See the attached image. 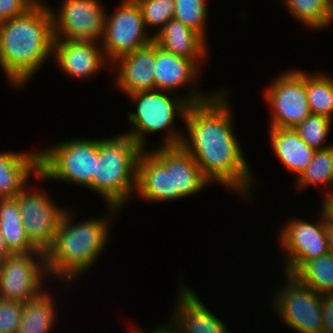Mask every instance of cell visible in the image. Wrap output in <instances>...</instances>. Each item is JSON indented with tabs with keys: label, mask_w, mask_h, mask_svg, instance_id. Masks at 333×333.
I'll use <instances>...</instances> for the list:
<instances>
[{
	"label": "cell",
	"mask_w": 333,
	"mask_h": 333,
	"mask_svg": "<svg viewBox=\"0 0 333 333\" xmlns=\"http://www.w3.org/2000/svg\"><path fill=\"white\" fill-rule=\"evenodd\" d=\"M97 167V138L60 140L39 151V174L42 181H63L93 192ZM49 180V181H48Z\"/></svg>",
	"instance_id": "6"
},
{
	"label": "cell",
	"mask_w": 333,
	"mask_h": 333,
	"mask_svg": "<svg viewBox=\"0 0 333 333\" xmlns=\"http://www.w3.org/2000/svg\"><path fill=\"white\" fill-rule=\"evenodd\" d=\"M49 278L45 254H12L0 261V299L28 302L39 296Z\"/></svg>",
	"instance_id": "11"
},
{
	"label": "cell",
	"mask_w": 333,
	"mask_h": 333,
	"mask_svg": "<svg viewBox=\"0 0 333 333\" xmlns=\"http://www.w3.org/2000/svg\"><path fill=\"white\" fill-rule=\"evenodd\" d=\"M53 22L45 0L24 14L0 22V67L15 89L28 84L53 50Z\"/></svg>",
	"instance_id": "2"
},
{
	"label": "cell",
	"mask_w": 333,
	"mask_h": 333,
	"mask_svg": "<svg viewBox=\"0 0 333 333\" xmlns=\"http://www.w3.org/2000/svg\"><path fill=\"white\" fill-rule=\"evenodd\" d=\"M226 91L218 90L209 100L189 105L180 145L210 183H219L248 202L254 198L256 179L236 136L230 92Z\"/></svg>",
	"instance_id": "1"
},
{
	"label": "cell",
	"mask_w": 333,
	"mask_h": 333,
	"mask_svg": "<svg viewBox=\"0 0 333 333\" xmlns=\"http://www.w3.org/2000/svg\"><path fill=\"white\" fill-rule=\"evenodd\" d=\"M48 289L39 296L23 303L21 321L17 333H53L57 308L53 294Z\"/></svg>",
	"instance_id": "23"
},
{
	"label": "cell",
	"mask_w": 333,
	"mask_h": 333,
	"mask_svg": "<svg viewBox=\"0 0 333 333\" xmlns=\"http://www.w3.org/2000/svg\"><path fill=\"white\" fill-rule=\"evenodd\" d=\"M326 233L328 237L329 252L333 253V222L326 219Z\"/></svg>",
	"instance_id": "38"
},
{
	"label": "cell",
	"mask_w": 333,
	"mask_h": 333,
	"mask_svg": "<svg viewBox=\"0 0 333 333\" xmlns=\"http://www.w3.org/2000/svg\"><path fill=\"white\" fill-rule=\"evenodd\" d=\"M143 149L126 133L97 139L93 191L105 206L123 209L135 197L137 165Z\"/></svg>",
	"instance_id": "4"
},
{
	"label": "cell",
	"mask_w": 333,
	"mask_h": 333,
	"mask_svg": "<svg viewBox=\"0 0 333 333\" xmlns=\"http://www.w3.org/2000/svg\"><path fill=\"white\" fill-rule=\"evenodd\" d=\"M290 275L318 294H333V253L303 261Z\"/></svg>",
	"instance_id": "25"
},
{
	"label": "cell",
	"mask_w": 333,
	"mask_h": 333,
	"mask_svg": "<svg viewBox=\"0 0 333 333\" xmlns=\"http://www.w3.org/2000/svg\"><path fill=\"white\" fill-rule=\"evenodd\" d=\"M323 333H333V294L321 295Z\"/></svg>",
	"instance_id": "34"
},
{
	"label": "cell",
	"mask_w": 333,
	"mask_h": 333,
	"mask_svg": "<svg viewBox=\"0 0 333 333\" xmlns=\"http://www.w3.org/2000/svg\"><path fill=\"white\" fill-rule=\"evenodd\" d=\"M209 0H174L173 18L199 33L206 41Z\"/></svg>",
	"instance_id": "29"
},
{
	"label": "cell",
	"mask_w": 333,
	"mask_h": 333,
	"mask_svg": "<svg viewBox=\"0 0 333 333\" xmlns=\"http://www.w3.org/2000/svg\"><path fill=\"white\" fill-rule=\"evenodd\" d=\"M282 275L284 281L269 303L277 318L297 333H323L321 294L290 274Z\"/></svg>",
	"instance_id": "7"
},
{
	"label": "cell",
	"mask_w": 333,
	"mask_h": 333,
	"mask_svg": "<svg viewBox=\"0 0 333 333\" xmlns=\"http://www.w3.org/2000/svg\"><path fill=\"white\" fill-rule=\"evenodd\" d=\"M163 50L196 62L200 67L209 60V46L199 33L181 21L170 19L153 37ZM208 58V59H207Z\"/></svg>",
	"instance_id": "20"
},
{
	"label": "cell",
	"mask_w": 333,
	"mask_h": 333,
	"mask_svg": "<svg viewBox=\"0 0 333 333\" xmlns=\"http://www.w3.org/2000/svg\"><path fill=\"white\" fill-rule=\"evenodd\" d=\"M283 5L299 23L309 30L320 31L333 22L331 0H282Z\"/></svg>",
	"instance_id": "26"
},
{
	"label": "cell",
	"mask_w": 333,
	"mask_h": 333,
	"mask_svg": "<svg viewBox=\"0 0 333 333\" xmlns=\"http://www.w3.org/2000/svg\"><path fill=\"white\" fill-rule=\"evenodd\" d=\"M131 333H145L144 330L141 328H136L135 326L131 327ZM148 333H178L174 328H172L167 322L165 325V322L161 325L154 326L152 330H150Z\"/></svg>",
	"instance_id": "36"
},
{
	"label": "cell",
	"mask_w": 333,
	"mask_h": 333,
	"mask_svg": "<svg viewBox=\"0 0 333 333\" xmlns=\"http://www.w3.org/2000/svg\"><path fill=\"white\" fill-rule=\"evenodd\" d=\"M270 148L286 170L296 178L307 168L316 152L294 128H269Z\"/></svg>",
	"instance_id": "22"
},
{
	"label": "cell",
	"mask_w": 333,
	"mask_h": 333,
	"mask_svg": "<svg viewBox=\"0 0 333 333\" xmlns=\"http://www.w3.org/2000/svg\"><path fill=\"white\" fill-rule=\"evenodd\" d=\"M101 0H63L59 10L48 5L54 39L100 42L108 9Z\"/></svg>",
	"instance_id": "13"
},
{
	"label": "cell",
	"mask_w": 333,
	"mask_h": 333,
	"mask_svg": "<svg viewBox=\"0 0 333 333\" xmlns=\"http://www.w3.org/2000/svg\"><path fill=\"white\" fill-rule=\"evenodd\" d=\"M200 67L192 60L176 56L163 50L156 44V61L154 66L155 89L176 94L181 88L187 90L186 101L189 104L209 100L218 90L202 92L196 87L200 79ZM177 90V91H176Z\"/></svg>",
	"instance_id": "14"
},
{
	"label": "cell",
	"mask_w": 333,
	"mask_h": 333,
	"mask_svg": "<svg viewBox=\"0 0 333 333\" xmlns=\"http://www.w3.org/2000/svg\"><path fill=\"white\" fill-rule=\"evenodd\" d=\"M38 0H0V22L24 14Z\"/></svg>",
	"instance_id": "33"
},
{
	"label": "cell",
	"mask_w": 333,
	"mask_h": 333,
	"mask_svg": "<svg viewBox=\"0 0 333 333\" xmlns=\"http://www.w3.org/2000/svg\"><path fill=\"white\" fill-rule=\"evenodd\" d=\"M140 5L146 30L154 37L162 27L173 19L174 0H136ZM155 27V28H154ZM151 28L155 29V33ZM157 28V30H156ZM151 29V30H150Z\"/></svg>",
	"instance_id": "31"
},
{
	"label": "cell",
	"mask_w": 333,
	"mask_h": 333,
	"mask_svg": "<svg viewBox=\"0 0 333 333\" xmlns=\"http://www.w3.org/2000/svg\"><path fill=\"white\" fill-rule=\"evenodd\" d=\"M39 174V151L0 152V199L15 198ZM28 181V182H27Z\"/></svg>",
	"instance_id": "21"
},
{
	"label": "cell",
	"mask_w": 333,
	"mask_h": 333,
	"mask_svg": "<svg viewBox=\"0 0 333 333\" xmlns=\"http://www.w3.org/2000/svg\"><path fill=\"white\" fill-rule=\"evenodd\" d=\"M156 61V43L148 45L119 57L111 64L114 70L115 88L125 95L141 91L155 90L154 66Z\"/></svg>",
	"instance_id": "17"
},
{
	"label": "cell",
	"mask_w": 333,
	"mask_h": 333,
	"mask_svg": "<svg viewBox=\"0 0 333 333\" xmlns=\"http://www.w3.org/2000/svg\"><path fill=\"white\" fill-rule=\"evenodd\" d=\"M294 181H296L294 184L299 191L307 189L309 186H320L324 187V195L333 192L331 189L333 188V146L316 150L310 164ZM328 186H331L330 190ZM327 188L328 190H325Z\"/></svg>",
	"instance_id": "27"
},
{
	"label": "cell",
	"mask_w": 333,
	"mask_h": 333,
	"mask_svg": "<svg viewBox=\"0 0 333 333\" xmlns=\"http://www.w3.org/2000/svg\"><path fill=\"white\" fill-rule=\"evenodd\" d=\"M28 188L27 185L14 199L18 202L29 242L37 251L45 254L53 244L59 222L67 208L56 204L43 187L39 189L35 186L34 191Z\"/></svg>",
	"instance_id": "12"
},
{
	"label": "cell",
	"mask_w": 333,
	"mask_h": 333,
	"mask_svg": "<svg viewBox=\"0 0 333 333\" xmlns=\"http://www.w3.org/2000/svg\"><path fill=\"white\" fill-rule=\"evenodd\" d=\"M115 9L110 14L106 12L104 34L100 41L110 64L153 41L136 0H120Z\"/></svg>",
	"instance_id": "9"
},
{
	"label": "cell",
	"mask_w": 333,
	"mask_h": 333,
	"mask_svg": "<svg viewBox=\"0 0 333 333\" xmlns=\"http://www.w3.org/2000/svg\"><path fill=\"white\" fill-rule=\"evenodd\" d=\"M174 95V93L162 90L141 91L127 95L134 111L127 115L128 123L133 127L124 131L143 150H147V135L158 132L164 133L162 143L158 146H178L181 144L183 131L174 123L176 117L184 120L189 107L186 96ZM178 128V129H177ZM165 131V132H164Z\"/></svg>",
	"instance_id": "5"
},
{
	"label": "cell",
	"mask_w": 333,
	"mask_h": 333,
	"mask_svg": "<svg viewBox=\"0 0 333 333\" xmlns=\"http://www.w3.org/2000/svg\"><path fill=\"white\" fill-rule=\"evenodd\" d=\"M306 93L311 113L333 120V77L306 70Z\"/></svg>",
	"instance_id": "28"
},
{
	"label": "cell",
	"mask_w": 333,
	"mask_h": 333,
	"mask_svg": "<svg viewBox=\"0 0 333 333\" xmlns=\"http://www.w3.org/2000/svg\"><path fill=\"white\" fill-rule=\"evenodd\" d=\"M0 230L13 254L40 252L26 236L18 202L14 198L0 199Z\"/></svg>",
	"instance_id": "24"
},
{
	"label": "cell",
	"mask_w": 333,
	"mask_h": 333,
	"mask_svg": "<svg viewBox=\"0 0 333 333\" xmlns=\"http://www.w3.org/2000/svg\"><path fill=\"white\" fill-rule=\"evenodd\" d=\"M332 121L328 117L311 113L294 129L309 147L315 150L326 149L333 146L332 142L327 141L332 128Z\"/></svg>",
	"instance_id": "30"
},
{
	"label": "cell",
	"mask_w": 333,
	"mask_h": 333,
	"mask_svg": "<svg viewBox=\"0 0 333 333\" xmlns=\"http://www.w3.org/2000/svg\"><path fill=\"white\" fill-rule=\"evenodd\" d=\"M52 58L54 63L67 74L77 80L94 77L103 69H111L105 58L100 42L70 41L54 39ZM109 65V66H107ZM107 67V68H106Z\"/></svg>",
	"instance_id": "16"
},
{
	"label": "cell",
	"mask_w": 333,
	"mask_h": 333,
	"mask_svg": "<svg viewBox=\"0 0 333 333\" xmlns=\"http://www.w3.org/2000/svg\"><path fill=\"white\" fill-rule=\"evenodd\" d=\"M107 207L105 215L76 221L73 208H67L61 217L51 248L45 253L48 276L67 285L88 272L108 244L111 222L121 211ZM113 218H112V217ZM75 217V218H74Z\"/></svg>",
	"instance_id": "3"
},
{
	"label": "cell",
	"mask_w": 333,
	"mask_h": 333,
	"mask_svg": "<svg viewBox=\"0 0 333 333\" xmlns=\"http://www.w3.org/2000/svg\"><path fill=\"white\" fill-rule=\"evenodd\" d=\"M135 195L144 202L177 200V192H173L172 168H166L149 149L143 150L138 159Z\"/></svg>",
	"instance_id": "19"
},
{
	"label": "cell",
	"mask_w": 333,
	"mask_h": 333,
	"mask_svg": "<svg viewBox=\"0 0 333 333\" xmlns=\"http://www.w3.org/2000/svg\"><path fill=\"white\" fill-rule=\"evenodd\" d=\"M13 253L9 250L6 241L0 230V261L5 257L12 255Z\"/></svg>",
	"instance_id": "37"
},
{
	"label": "cell",
	"mask_w": 333,
	"mask_h": 333,
	"mask_svg": "<svg viewBox=\"0 0 333 333\" xmlns=\"http://www.w3.org/2000/svg\"><path fill=\"white\" fill-rule=\"evenodd\" d=\"M275 77L262 90L264 100L271 109L269 128H295L311 114L306 93V72L294 68Z\"/></svg>",
	"instance_id": "8"
},
{
	"label": "cell",
	"mask_w": 333,
	"mask_h": 333,
	"mask_svg": "<svg viewBox=\"0 0 333 333\" xmlns=\"http://www.w3.org/2000/svg\"><path fill=\"white\" fill-rule=\"evenodd\" d=\"M321 207L320 209L323 210L326 219L328 221L333 222V192L330 194L323 195V198H321Z\"/></svg>",
	"instance_id": "35"
},
{
	"label": "cell",
	"mask_w": 333,
	"mask_h": 333,
	"mask_svg": "<svg viewBox=\"0 0 333 333\" xmlns=\"http://www.w3.org/2000/svg\"><path fill=\"white\" fill-rule=\"evenodd\" d=\"M149 148L166 168H172L173 192H177V200L198 195L211 184L181 145Z\"/></svg>",
	"instance_id": "18"
},
{
	"label": "cell",
	"mask_w": 333,
	"mask_h": 333,
	"mask_svg": "<svg viewBox=\"0 0 333 333\" xmlns=\"http://www.w3.org/2000/svg\"><path fill=\"white\" fill-rule=\"evenodd\" d=\"M321 211V212H320ZM319 218L310 222L302 218L288 219L282 224L277 239L283 252V273L291 274L303 261L329 252L326 216L321 209Z\"/></svg>",
	"instance_id": "10"
},
{
	"label": "cell",
	"mask_w": 333,
	"mask_h": 333,
	"mask_svg": "<svg viewBox=\"0 0 333 333\" xmlns=\"http://www.w3.org/2000/svg\"><path fill=\"white\" fill-rule=\"evenodd\" d=\"M174 311L167 323L178 333H231L224 319L215 315L198 293L183 282L179 285Z\"/></svg>",
	"instance_id": "15"
},
{
	"label": "cell",
	"mask_w": 333,
	"mask_h": 333,
	"mask_svg": "<svg viewBox=\"0 0 333 333\" xmlns=\"http://www.w3.org/2000/svg\"><path fill=\"white\" fill-rule=\"evenodd\" d=\"M23 303L0 299V333H17Z\"/></svg>",
	"instance_id": "32"
}]
</instances>
